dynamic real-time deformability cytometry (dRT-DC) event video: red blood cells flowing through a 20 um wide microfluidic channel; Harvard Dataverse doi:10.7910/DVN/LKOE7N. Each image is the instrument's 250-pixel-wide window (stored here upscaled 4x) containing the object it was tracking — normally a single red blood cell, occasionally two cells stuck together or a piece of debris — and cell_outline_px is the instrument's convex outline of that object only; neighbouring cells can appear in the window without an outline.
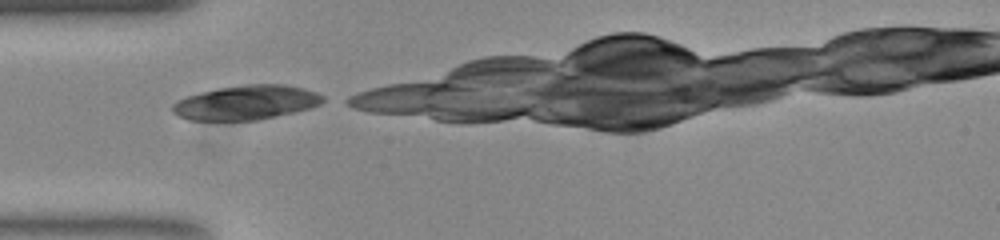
{"species": "common noctule bat (a hibernating species)", "species_latin": "Nyctalus noctula", "temperature_condition": "room temperature", "stored_images_in_passage": 6, "camera_frame_rate_fps": 3000, "um_per_image_px": 0.085, "animal": {"sex": "female", "body_mass_g": 23.0, "forearm_length_mm": 53.4}, "frame": {"image": 1, "passage_image": 1, "time_ms": 0.0, "image_size_px": [1000, 240], "cell_outline_px": [[328, 100], [312, 108], [296, 112], [256, 120], [188, 120], [172, 112], [172, 104], [176, 100], [184, 96], [216, 88], [244, 84], [284, 84], [304, 88], [316, 92], [324, 96]], "centroid_in_image_um": [20.94, 8.7], "position_along_channel_um": 64.1, "area_um2": 30.58}}
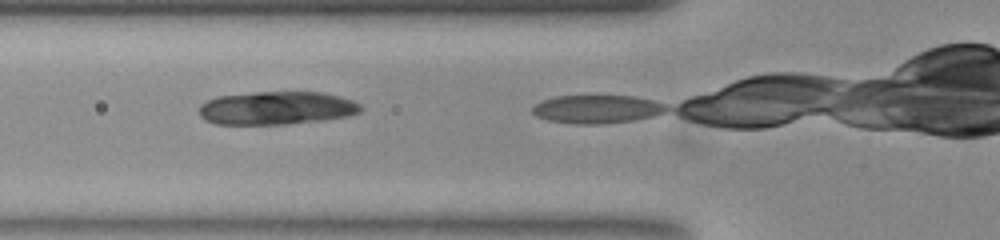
{"frame": {"image": 2, "passage_image": 4, "time_ms": 1.0, "image_size_px": [1000, 240], "cell_outline_px": [[364, 108], [360, 112], [348, 116], [324, 120], [284, 124], [216, 124], [204, 120], [200, 116], [200, 104], [216, 96], [256, 92], [324, 92], [340, 96], [352, 100], [360, 104]], "centroid_in_image_um": [23.53, 9.18], "position_along_channel_um": 102.3, "area_um2": 31.44}}